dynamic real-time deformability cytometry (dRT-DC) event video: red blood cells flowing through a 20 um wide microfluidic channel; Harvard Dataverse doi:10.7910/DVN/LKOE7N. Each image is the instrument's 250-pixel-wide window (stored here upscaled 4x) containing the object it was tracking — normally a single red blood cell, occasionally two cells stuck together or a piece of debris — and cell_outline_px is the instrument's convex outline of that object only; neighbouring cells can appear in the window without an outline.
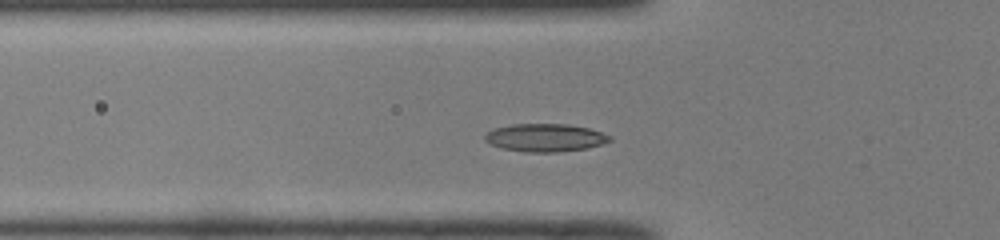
{"species": "common noctule bat (a hibernating species)", "species_latin": "Nyctalus noctula", "temperature_condition": "room temperature", "stored_images_in_passage": 41, "camera_frame_rate_fps": 3000, "um_per_image_px": 0.085, "animal": {"sex": "male", "body_mass_g": 19.0, "forearm_length_mm": 50.8}, "frame": {"image": 1, "passage_image": 10, "time_ms": 3.0, "image_size_px": [1000, 240], "cell_outline_px": [[612, 140], [600, 144], [584, 148], [556, 152], [524, 152], [504, 148], [488, 144], [484, 140], [484, 136], [492, 128], [512, 124], [568, 124], [588, 128], [612, 136]], "centroid_in_image_um": [46.29, 11.69], "position_along_channel_um": 79.5, "area_um2": 20.23}}
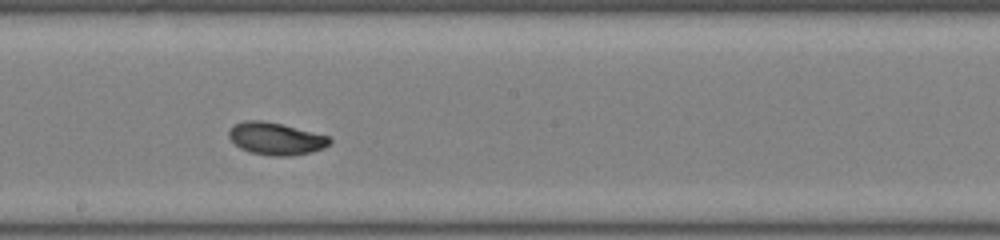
{"frame": {"image": 2, "passage_image": 21, "time_ms": 6.667, "image_size_px": [1000, 240], "cell_outline_px": [[332, 140], [324, 148], [312, 152], [292, 156], [272, 156], [248, 152], [240, 148], [228, 136], [228, 132], [232, 124], [244, 120], [260, 120], [280, 124], [332, 136]], "centroid_in_image_um": [23.45, 11.79], "position_along_channel_um": 224.8, "area_um2": 19.19}}
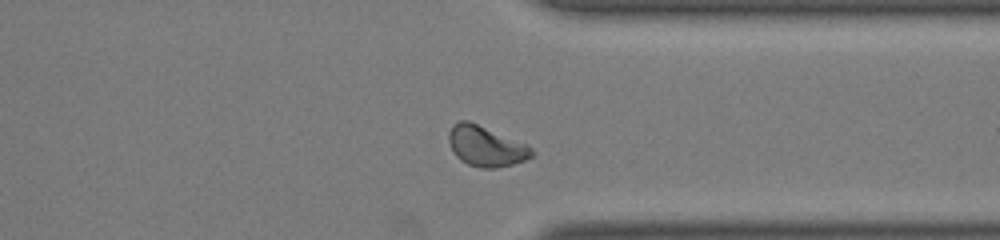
{"frame": {"image": 3, "passage_image": 32, "time_ms": 10.333, "image_size_px": [1000, 240], "cell_outline_px": [[532, 156], [524, 160], [512, 164], [496, 168], [480, 168], [468, 164], [460, 160], [452, 152], [448, 140], [448, 132], [452, 124], [460, 120], [468, 120], [528, 144], [532, 148]], "centroid_in_image_um": [41.26, 12.41], "position_along_channel_um": 370.1, "area_um2": 19.65}, "authors_computed_cell_mechanics": {"area_um2": 18.9584, "velocity_mm_per_s": 3.9654, "shape_relaxation_time_tau1_ms": 4.9235, "shape_relaxation_time_tau2_ms": 1.3752, "deformation_change_tau1": 0.1546, "deformation_change_tau2": 0.0452}}